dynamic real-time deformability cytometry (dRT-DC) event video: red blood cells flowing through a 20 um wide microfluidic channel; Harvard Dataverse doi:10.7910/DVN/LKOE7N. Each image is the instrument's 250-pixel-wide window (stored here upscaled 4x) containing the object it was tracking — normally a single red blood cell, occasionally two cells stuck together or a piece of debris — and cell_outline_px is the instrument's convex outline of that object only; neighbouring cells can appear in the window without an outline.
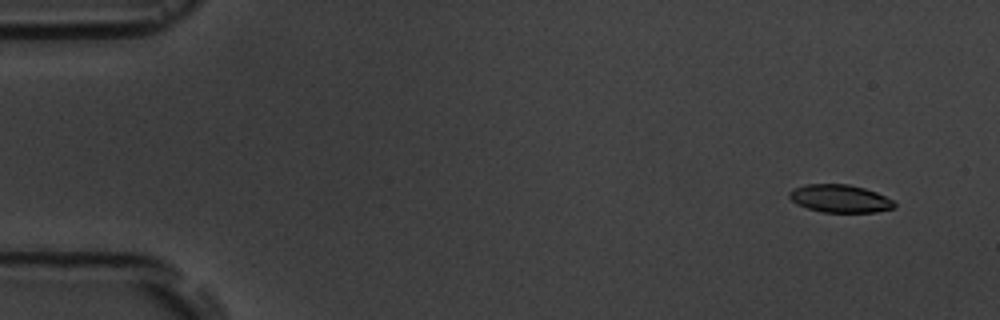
{"species": "common noctule bat (a hibernating species)", "species_latin": "Nyctalus noctula", "temperature_condition": "room temperature", "stored_images_in_passage": 16, "camera_frame_rate_fps": 3000, "um_per_image_px": 0.085, "animal": {"sex": "male", "body_mass_g": 19.5, "forearm_length_mm": 54.6}, "frame": {"image": 1, "passage_image": 1, "time_ms": 0.0, "image_size_px": [1000, 320], "cell_outline_px": [[896, 208], [876, 212], [824, 212], [808, 208], [796, 204], [788, 196], [788, 192], [792, 188], [804, 184], [848, 184], [864, 188], [876, 192], [892, 200], [896, 204]], "centroid_in_image_um": [71.38, 16.87], "position_along_channel_um": 13.6, "area_um2": 17.11}}
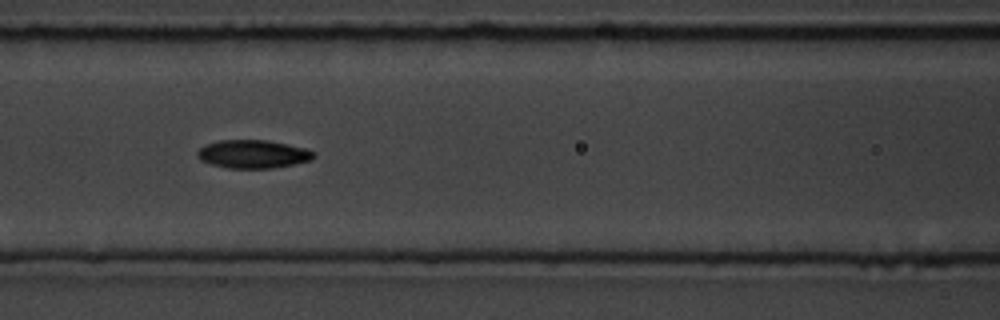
{"frame": {"image": 2, "passage_image": 7, "time_ms": 6.667, "image_size_px": [1000, 320], "cell_outline_px": [[316, 156], [312, 160], [272, 168], [228, 168], [212, 164], [200, 160], [196, 156], [196, 152], [204, 144], [216, 140], [268, 140], [304, 148], [312, 152]], "centroid_in_image_um": [21.45, 13.09], "position_along_channel_um": 145.2, "area_um2": 19.13}}
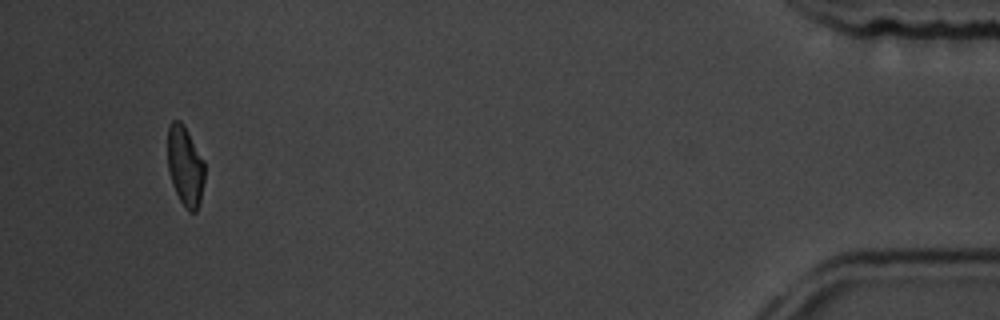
{"frame": {"image": 3, "passage_image": 15, "time_ms": 16.0, "image_size_px": [1000, 320], "cell_outline_px": [[204, 180], [200, 200], [196, 212], [188, 212], [180, 200], [176, 192], [168, 172], [168, 124], [172, 120], [180, 120], [184, 124], [204, 160]], "centroid_in_image_um": [15.73, 14.08], "position_along_channel_um": 419.5, "area_um2": 17.28}, "authors_computed_cell_mechanics": {"area_um2": 18.4671, "velocity_mm_per_s": 3.7538, "shape_relaxation_time_tau1_ms": 5.7162, "shape_relaxation_time_tau2_ms": 4.8573, "deformation_change_tau1": 0.1404, "deformation_change_tau2": 0.0975}}